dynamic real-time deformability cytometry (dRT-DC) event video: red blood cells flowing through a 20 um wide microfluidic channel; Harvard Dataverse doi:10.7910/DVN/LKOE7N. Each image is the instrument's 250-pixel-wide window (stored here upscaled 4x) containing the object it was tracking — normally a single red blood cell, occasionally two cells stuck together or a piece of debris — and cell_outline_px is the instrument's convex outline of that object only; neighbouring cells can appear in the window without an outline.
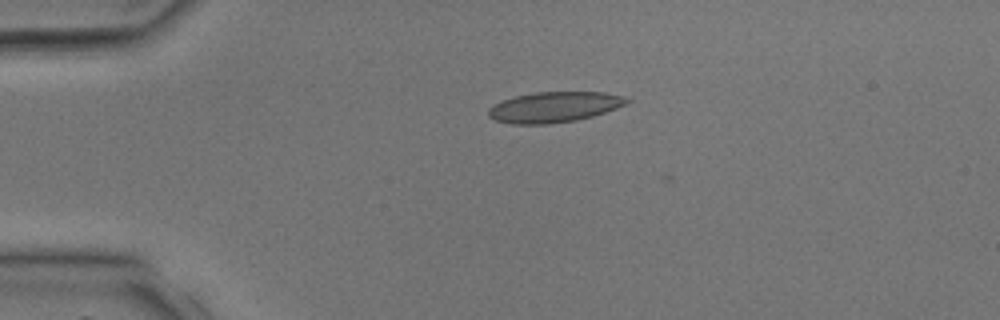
{"species": "common noctule bat (a hibernating species)", "species_latin": "Nyctalus noctula", "temperature_condition": "room temperature", "stored_images_in_passage": 4, "camera_frame_rate_fps": 3000, "um_per_image_px": 0.085, "animal": {"sex": "male", "body_mass_g": 17.9, "forearm_length_mm": 54.2}, "frame": {"image": 1, "passage_image": 3, "time_ms": 2.667, "image_size_px": [1000, 320], "cell_outline_px": [[632, 100], [628, 104], [592, 116], [576, 120], [548, 124], [512, 124], [496, 120], [488, 116], [488, 108], [492, 104], [516, 96], [536, 92], [604, 92], [620, 96]], "centroid_in_image_um": [47.09, 9.1], "position_along_channel_um": 37.9, "area_um2": 24.51}}
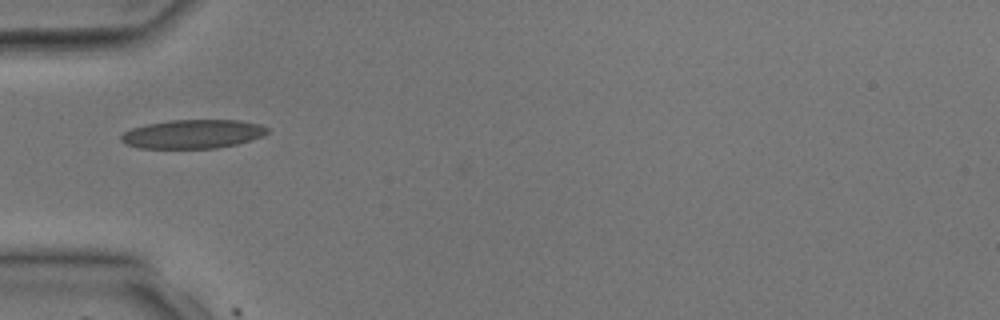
{"frame": {"image": 2, "passage_image": 4, "time_ms": 4.0, "image_size_px": [1000, 320], "cell_outline_px": [[268, 132], [264, 136], [252, 140], [236, 144], [216, 148], [136, 148], [124, 144], [120, 140], [120, 136], [124, 132], [132, 128], [148, 124], [168, 120], [240, 120], [260, 124], [268, 128]], "centroid_in_image_um": [16.38, 11.39], "position_along_channel_um": 68.6, "area_um2": 24.74}}